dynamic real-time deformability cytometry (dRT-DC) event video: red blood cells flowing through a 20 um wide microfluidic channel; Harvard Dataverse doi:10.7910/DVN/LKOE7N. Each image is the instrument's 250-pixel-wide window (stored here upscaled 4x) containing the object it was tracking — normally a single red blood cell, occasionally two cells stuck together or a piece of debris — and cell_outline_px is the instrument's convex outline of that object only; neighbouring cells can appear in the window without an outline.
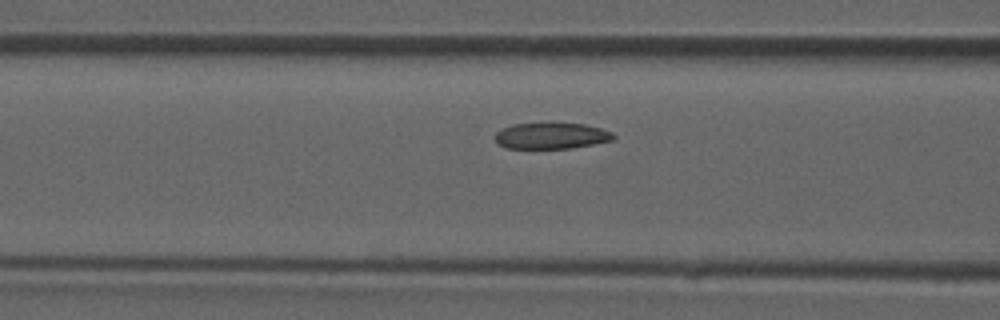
{"species": "common noctule bat (a hibernating species)", "species_latin": "Nyctalus noctula", "temperature_condition": "room temperature", "stored_images_in_passage": 35, "camera_frame_rate_fps": 3000, "um_per_image_px": 0.085, "animal": {"sex": "male", "forearm_length_mm": 52.5}, "frame": {"image": 1, "passage_image": 11, "time_ms": 3.333, "image_size_px": [1000, 320], "cell_outline_px": [[616, 140], [572, 148], [504, 148], [496, 144], [496, 132], [512, 124], [548, 120], [584, 124], [600, 128], [612, 132], [616, 136]], "centroid_in_image_um": [46.87, 11.5], "position_along_channel_um": 119.7, "area_um2": 18.96}}